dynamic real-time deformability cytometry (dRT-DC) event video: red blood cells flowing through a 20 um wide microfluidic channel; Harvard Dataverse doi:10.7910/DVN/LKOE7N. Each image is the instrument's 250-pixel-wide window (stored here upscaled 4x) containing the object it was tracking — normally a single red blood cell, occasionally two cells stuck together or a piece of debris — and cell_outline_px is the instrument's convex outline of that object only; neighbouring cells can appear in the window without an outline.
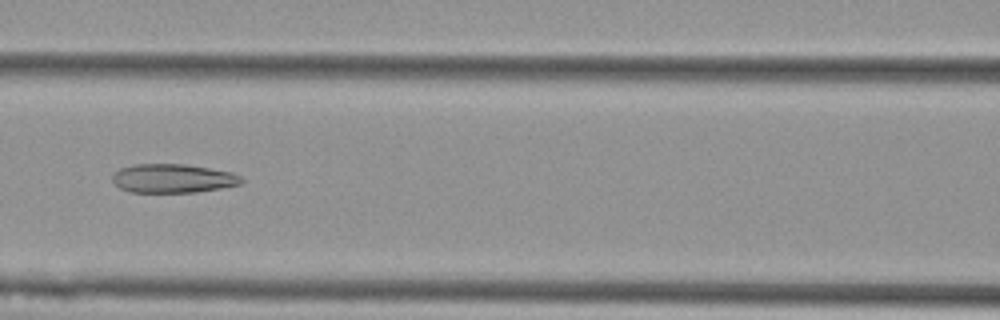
{"species": "Egyptian fruit bat (a non-hibernating species)", "species_latin": "Rousettus aegyptiacus", "temperature_condition": "cold", "stored_images_in_passage": 7, "camera_frame_rate_fps": 3000, "um_per_image_px": 0.085, "animal": {"sex": "female"}, "frame": {"image": 1, "passage_image": 7, "time_ms": 2.0, "image_size_px": [1000, 320], "cell_outline_px": [[244, 180], [240, 184], [220, 188], [196, 192], [132, 192], [120, 188], [112, 180], [112, 176], [120, 168], [136, 164], [184, 164], [232, 172], [240, 176]], "centroid_in_image_um": [14.7, 15.16], "position_along_channel_um": 151.9, "area_um2": 21.5}}